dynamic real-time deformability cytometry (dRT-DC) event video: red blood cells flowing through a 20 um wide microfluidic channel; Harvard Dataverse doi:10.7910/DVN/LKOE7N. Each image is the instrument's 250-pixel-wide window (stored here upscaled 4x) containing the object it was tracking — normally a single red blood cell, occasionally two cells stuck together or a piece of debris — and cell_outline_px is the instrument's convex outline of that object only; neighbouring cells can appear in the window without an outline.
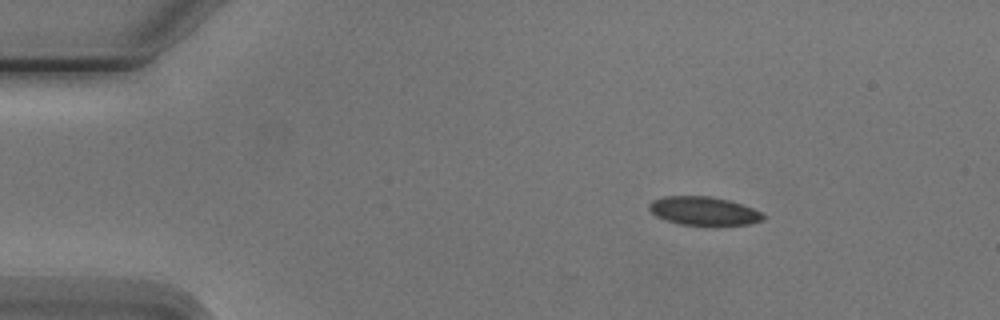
{"species": "Egyptian fruit bat (a non-hibernating species)", "species_latin": "Rousettus aegyptiacus", "temperature_condition": "cold", "stored_images_in_passage": 4, "camera_frame_rate_fps": 3000, "um_per_image_px": 0.085, "animal": {"sex": "male"}, "frame": {"image": 1, "passage_image": 1, "time_ms": 0.0, "image_size_px": [1000, 320], "cell_outline_px": [[768, 216], [764, 220], [748, 224], [712, 228], [680, 224], [664, 220], [656, 216], [648, 208], [648, 204], [652, 200], [664, 196], [712, 196], [728, 200], [752, 208]], "centroid_in_image_um": [59.83, 17.98], "position_along_channel_um": 25.2, "area_um2": 19.77}}
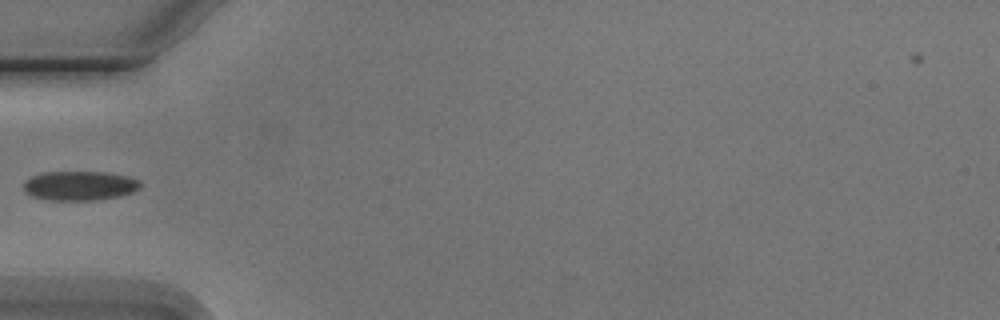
{"frame": {"image": 2, "passage_image": 4, "time_ms": 3.333, "image_size_px": [1000, 320], "cell_outline_px": [[140, 188], [132, 192], [120, 196], [96, 200], [52, 200], [32, 196], [24, 192], [24, 180], [32, 176], [44, 172], [108, 172], [128, 176], [140, 180]], "centroid_in_image_um": [6.78, 15.78], "position_along_channel_um": 78.2, "area_um2": 20.06}}